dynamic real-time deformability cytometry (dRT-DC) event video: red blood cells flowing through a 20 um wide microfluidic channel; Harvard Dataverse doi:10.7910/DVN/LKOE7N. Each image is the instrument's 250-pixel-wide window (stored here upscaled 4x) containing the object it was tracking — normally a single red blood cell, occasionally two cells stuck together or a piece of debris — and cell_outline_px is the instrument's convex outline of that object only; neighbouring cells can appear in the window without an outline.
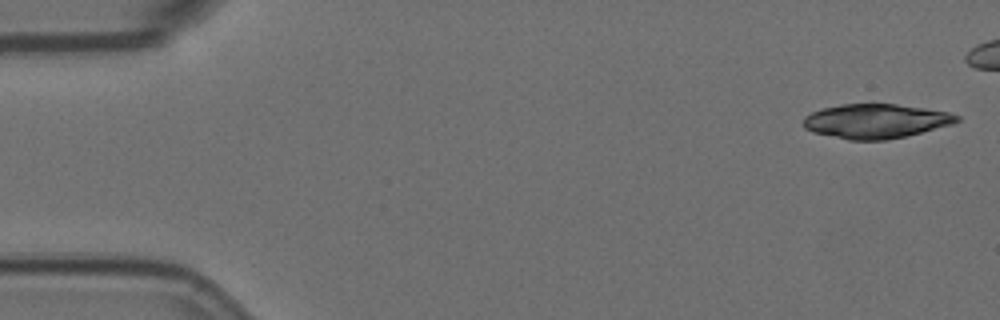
{"species": "Egyptian fruit bat (a non-hibernating species)", "species_latin": "Rousettus aegyptiacus", "temperature_condition": "room temperature", "stored_images_in_passage": 6, "camera_frame_rate_fps": 3000, "um_per_image_px": 0.085, "animal": {"sex": "female"}, "frame": {"image": 1, "passage_image": 1, "time_ms": 0.0, "image_size_px": [1000, 320], "cell_outline_px": [[960, 120], [952, 124], [904, 136], [884, 140], [848, 140], [812, 132], [804, 128], [804, 116], [812, 112], [824, 108], [840, 104], [896, 104], [924, 108], [948, 112], [960, 116]], "centroid_in_image_um": [74.41, 10.29], "position_along_channel_um": 10.6, "area_um2": 30.52}}
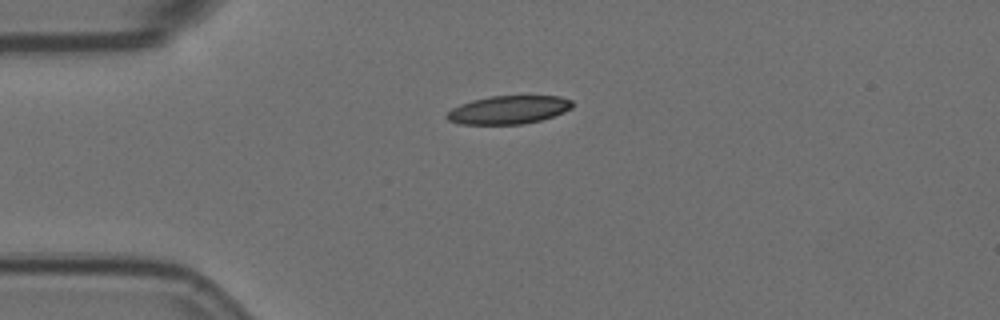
{"frame": {"image": 2, "passage_image": 6, "time_ms": 1.667, "image_size_px": [1000, 320], "cell_outline_px": [[572, 108], [564, 112], [540, 120], [524, 124], [460, 124], [448, 120], [444, 116], [452, 108], [460, 104], [472, 100], [492, 96], [560, 96], [572, 100]], "centroid_in_image_um": [43.21, 9.33], "position_along_channel_um": 41.8, "area_um2": 20.63}}